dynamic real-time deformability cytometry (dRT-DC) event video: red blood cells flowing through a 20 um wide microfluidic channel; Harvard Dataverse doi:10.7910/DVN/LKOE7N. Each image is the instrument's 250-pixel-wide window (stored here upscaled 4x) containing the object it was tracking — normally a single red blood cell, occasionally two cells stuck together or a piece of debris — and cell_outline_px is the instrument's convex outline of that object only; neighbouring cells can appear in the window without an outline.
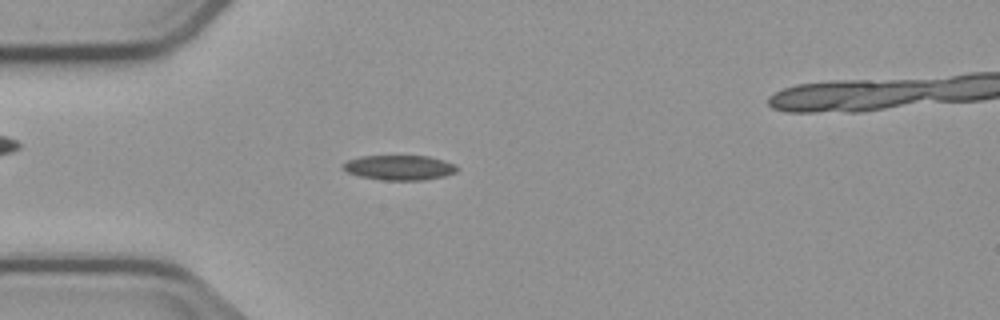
{"species": "common noctule bat (a hibernating species)", "species_latin": "Nyctalus noctula", "temperature_condition": "cold", "stored_images_in_passage": 5, "camera_frame_rate_fps": 3000, "um_per_image_px": 0.085, "animal": {"sex": "male", "body_mass_g": 23.1, "forearm_length_mm": 52.7}, "frame": {"image": 1, "passage_image": 4, "time_ms": 3.333, "image_size_px": [1000, 320], "cell_outline_px": [[460, 168], [456, 172], [444, 176], [424, 180], [384, 180], [360, 176], [348, 172], [340, 168], [340, 164], [348, 160], [360, 156], [428, 156], [444, 160], [456, 164]], "centroid_in_image_um": [33.95, 14.24], "position_along_channel_um": 51.1, "area_um2": 16.7}}